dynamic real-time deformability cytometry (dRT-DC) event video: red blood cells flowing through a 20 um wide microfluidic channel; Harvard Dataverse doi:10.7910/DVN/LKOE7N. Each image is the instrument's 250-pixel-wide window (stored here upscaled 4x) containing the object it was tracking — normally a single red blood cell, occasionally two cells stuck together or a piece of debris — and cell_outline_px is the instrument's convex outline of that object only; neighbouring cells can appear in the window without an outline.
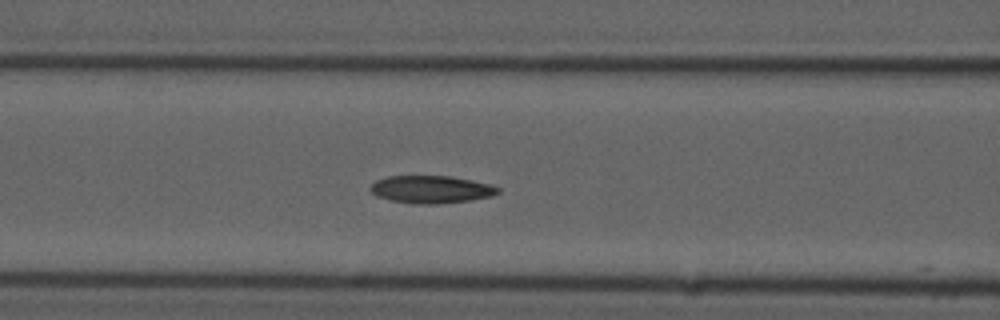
{"species": "common noctule bat (a hibernating species)", "species_latin": "Nyctalus noctula", "temperature_condition": "cold", "stored_images_in_passage": 39, "camera_frame_rate_fps": 3000, "um_per_image_px": 0.085, "animal": {"sex": "male", "forearm_length_mm": 52.5}, "frame": {"image": 1, "passage_image": 13, "time_ms": 4.0, "image_size_px": [1000, 320], "cell_outline_px": [[500, 192], [492, 196], [468, 200], [436, 204], [412, 204], [392, 200], [376, 196], [368, 188], [376, 180], [388, 176], [452, 176], [472, 180], [488, 184], [500, 188]], "centroid_in_image_um": [36.63, 16.09], "position_along_channel_um": 130.0, "area_um2": 20.46}}
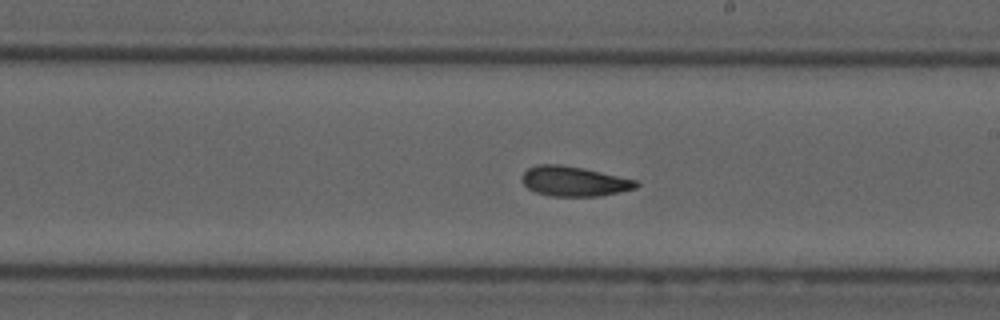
{"frame": {"image": 2, "passage_image": 22, "time_ms": 7.0, "image_size_px": [1000, 320], "cell_outline_px": [[640, 184], [636, 188], [620, 192], [600, 196], [552, 196], [536, 192], [528, 188], [520, 180], [520, 176], [528, 168], [540, 164], [560, 164], [584, 168], [636, 180]], "centroid_in_image_um": [48.78, 15.41], "position_along_channel_um": 240.2, "area_um2": 19.94}}
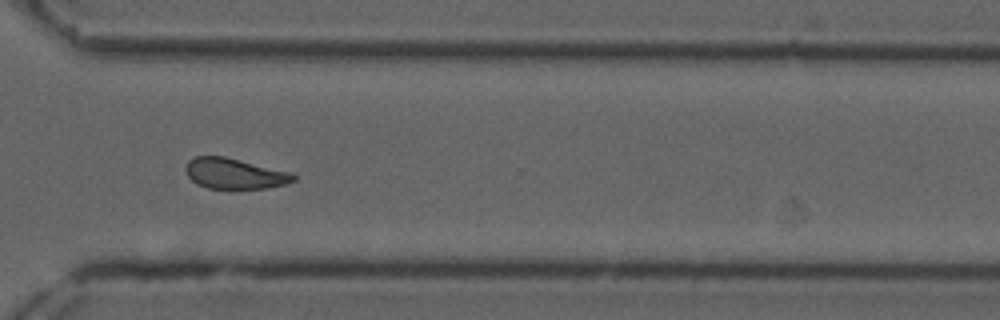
{"frame": {"image": 3, "passage_image": 31, "time_ms": 10.0, "image_size_px": [1000, 320], "cell_outline_px": [[296, 180], [284, 184], [268, 188], [208, 188], [196, 184], [188, 176], [184, 168], [188, 160], [196, 156], [224, 156], [288, 172], [296, 176]], "centroid_in_image_um": [19.88, 14.75], "position_along_channel_um": 350.7, "area_um2": 18.96}, "authors_computed_cell_mechanics": {"area_um2": 20.1144, "velocity_mm_per_s": 3.6832, "shape_relaxation_time_tau1_ms": 10.8243, "shape_relaxation_time_tau2_ms": 4.1939, "deformation_change_tau1": 0.1761, "deformation_change_tau2": 0.0849}}